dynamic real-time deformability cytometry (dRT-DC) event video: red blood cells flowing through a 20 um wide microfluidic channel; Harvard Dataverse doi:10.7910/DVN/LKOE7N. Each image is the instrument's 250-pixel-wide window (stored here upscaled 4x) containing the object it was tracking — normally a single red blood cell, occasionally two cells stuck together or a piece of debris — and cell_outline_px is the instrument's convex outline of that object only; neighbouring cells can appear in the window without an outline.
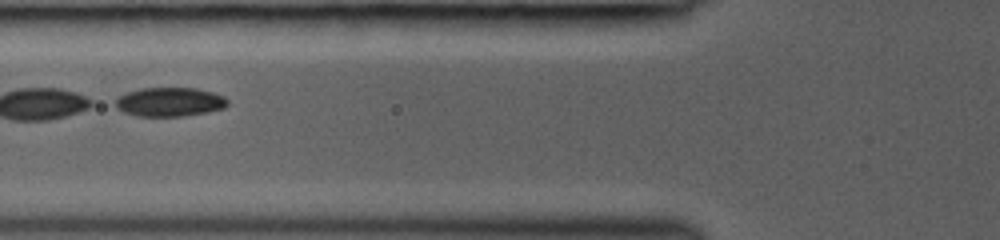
{"species": "common noctule bat (a hibernating species)", "species_latin": "Nyctalus noctula", "temperature_condition": "room temperature", "stored_images_in_passage": 39, "camera_frame_rate_fps": 3000, "um_per_image_px": 0.085, "animal": {"sex": "female", "body_mass_g": 19.0, "forearm_length_mm": 53.3}, "frame": {"image": 1, "passage_image": 7, "time_ms": 1.333, "image_size_px": [1000, 240], "cell_outline_px": [[228, 104], [224, 108], [208, 112], [184, 116], [136, 116], [124, 112], [116, 108], [116, 100], [120, 96], [128, 92], [140, 88], [196, 88], [212, 92], [224, 96], [228, 100]], "centroid_in_image_um": [14.44, 8.67], "position_along_channel_um": 111.4, "area_um2": 18.96}}